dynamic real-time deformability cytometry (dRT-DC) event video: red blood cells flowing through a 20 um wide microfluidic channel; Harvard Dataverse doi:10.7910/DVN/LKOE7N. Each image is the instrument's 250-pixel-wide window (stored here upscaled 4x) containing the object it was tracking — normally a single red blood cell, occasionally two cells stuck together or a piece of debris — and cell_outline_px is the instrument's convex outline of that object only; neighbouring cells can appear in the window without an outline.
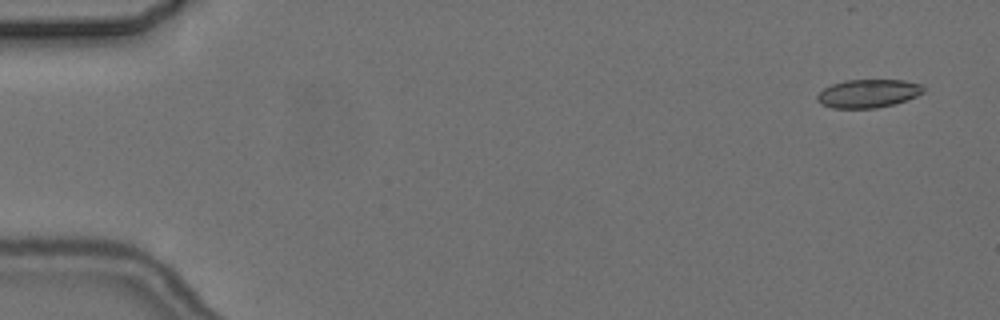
{"species": "common noctule bat (a hibernating species)", "species_latin": "Nyctalus noctula", "temperature_condition": "cold", "stored_images_in_passage": 5, "camera_frame_rate_fps": 3000, "um_per_image_px": 0.085, "animal": {"sex": "female", "body_mass_g": 24.6, "forearm_length_mm": 56.2}, "frame": {"image": 1, "passage_image": 1, "time_ms": 0.0, "image_size_px": [1000, 320], "cell_outline_px": [[924, 92], [916, 96], [892, 104], [876, 108], [832, 108], [820, 104], [816, 100], [816, 96], [824, 88], [832, 84], [844, 80], [904, 80], [920, 84], [924, 88]], "centroid_in_image_um": [73.75, 7.94], "position_along_channel_um": 11.3, "area_um2": 17.46}}